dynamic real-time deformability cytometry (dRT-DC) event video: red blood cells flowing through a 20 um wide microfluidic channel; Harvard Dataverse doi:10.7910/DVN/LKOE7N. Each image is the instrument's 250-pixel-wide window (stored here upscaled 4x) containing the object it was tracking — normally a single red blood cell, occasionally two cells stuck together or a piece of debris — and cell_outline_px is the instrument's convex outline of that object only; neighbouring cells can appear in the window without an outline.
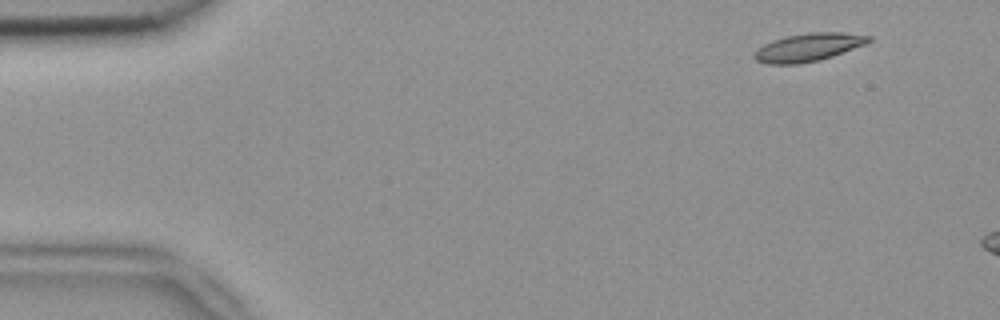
{"species": "common noctule bat (a hibernating species)", "species_latin": "Nyctalus noctula", "temperature_condition": "room temperature", "stored_images_in_passage": 3, "camera_frame_rate_fps": 3000, "um_per_image_px": 0.085, "animal": {"sex": "female", "body_mass_g": 18.4}, "frame": {"image": 1, "passage_image": 1, "time_ms": 0.0, "image_size_px": [1000, 320], "cell_outline_px": [[872, 40], [864, 44], [832, 56], [820, 60], [796, 64], [768, 64], [756, 60], [752, 56], [752, 52], [756, 48], [772, 40], [788, 36], [808, 32], [844, 32], [872, 36]], "centroid_in_image_um": [68.66, 4.01], "position_along_channel_um": 16.3, "area_um2": 18.73}}